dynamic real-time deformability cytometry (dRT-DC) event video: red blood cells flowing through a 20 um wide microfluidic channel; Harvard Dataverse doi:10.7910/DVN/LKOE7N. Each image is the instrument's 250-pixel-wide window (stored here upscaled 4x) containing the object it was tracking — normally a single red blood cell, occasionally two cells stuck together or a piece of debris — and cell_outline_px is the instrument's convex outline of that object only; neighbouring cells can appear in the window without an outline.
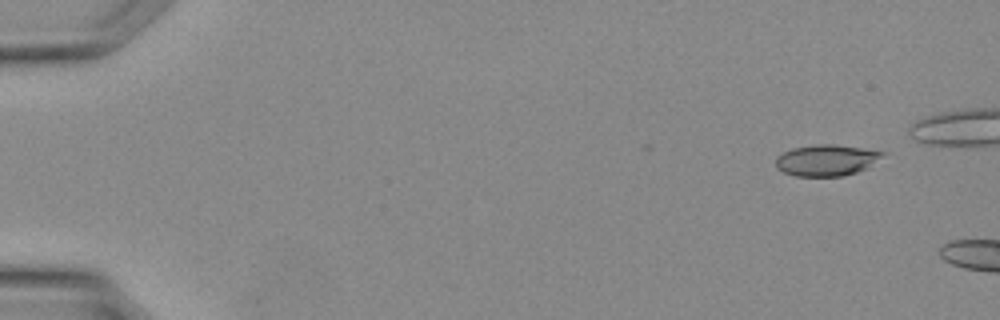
{"species": "Egyptian fruit bat (a non-hibernating species)", "species_latin": "Rousettus aegyptiacus", "temperature_condition": "warm", "stored_images_in_passage": 5, "camera_frame_rate_fps": 3000, "um_per_image_px": 0.085, "animal": {"sex": "female"}, "frame": {"image": 1, "passage_image": 2, "time_ms": 0.333, "image_size_px": [1000, 320], "cell_outline_px": [[888, 152], [868, 168], [856, 172], [840, 176], [796, 176], [784, 172], [776, 168], [776, 156], [792, 148], [816, 144], [836, 144]], "centroid_in_image_um": [70.26, 13.61], "position_along_channel_um": 14.7, "area_um2": 19.54}}